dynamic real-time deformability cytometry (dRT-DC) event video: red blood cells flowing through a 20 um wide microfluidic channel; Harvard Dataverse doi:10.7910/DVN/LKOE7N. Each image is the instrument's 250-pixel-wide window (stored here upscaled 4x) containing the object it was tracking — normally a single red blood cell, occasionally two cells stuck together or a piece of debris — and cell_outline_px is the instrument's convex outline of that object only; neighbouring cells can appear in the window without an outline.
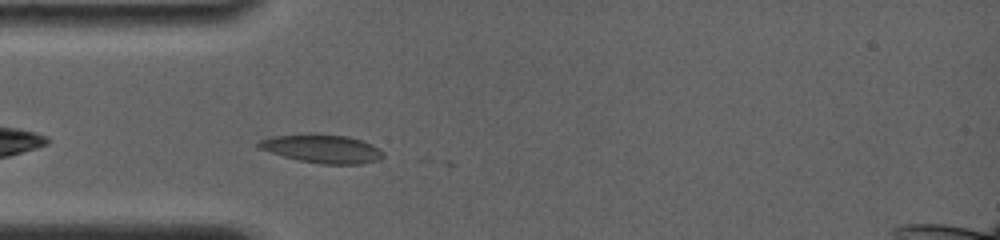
{"species": "common noctule bat (a hibernating species)", "species_latin": "Nyctalus noctula", "temperature_condition": "room temperature", "stored_images_in_passage": 3, "camera_frame_rate_fps": 4000, "um_per_image_px": 0.085, "animal": {"sex": "female", "body_mass_g": 19.0, "forearm_length_mm": 56.7}, "frame": {"image": 1, "passage_image": 2, "time_ms": 0.25, "image_size_px": [1000, 240], "cell_outline_px": [[384, 156], [376, 160], [360, 164], [320, 164], [300, 160], [284, 156], [260, 148], [256, 144], [260, 140], [272, 136], [308, 132], [312, 132], [348, 136], [372, 144], [384, 152]], "centroid_in_image_um": [27.38, 12.61], "position_along_channel_um": 57.6, "area_um2": 20.81}}